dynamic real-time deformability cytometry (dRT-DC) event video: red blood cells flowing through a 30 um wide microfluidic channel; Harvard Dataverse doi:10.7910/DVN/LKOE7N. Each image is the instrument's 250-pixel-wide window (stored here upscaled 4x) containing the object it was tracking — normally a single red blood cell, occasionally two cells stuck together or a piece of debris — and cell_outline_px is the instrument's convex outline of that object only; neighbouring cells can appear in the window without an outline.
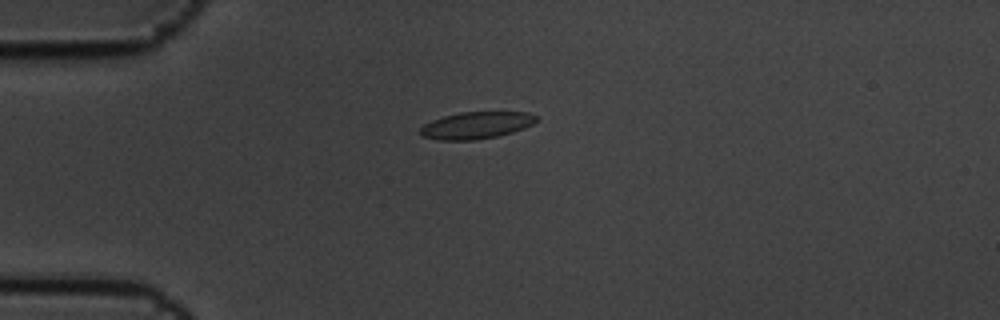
{"species": "common noctule bat (a hibernating species)", "species_latin": "Nyctalus noctula", "temperature_condition": "cold", "stored_images_in_passage": 5, "camera_frame_rate_fps": 3000, "um_per_image_px": 0.085, "animal": {"sex": "male", "body_mass_g": 19.5, "forearm_length_mm": 54.6}, "frame": {"image": 1, "passage_image": 2, "time_ms": 0.333, "image_size_px": [1000, 320], "cell_outline_px": [[540, 120], [524, 128], [512, 132], [496, 136], [476, 140], [440, 140], [420, 136], [420, 128], [424, 124], [432, 120], [444, 116], [460, 112], [528, 112], [536, 116]], "centroid_in_image_um": [40.48, 10.65], "position_along_channel_um": 44.5, "area_um2": 18.26}}
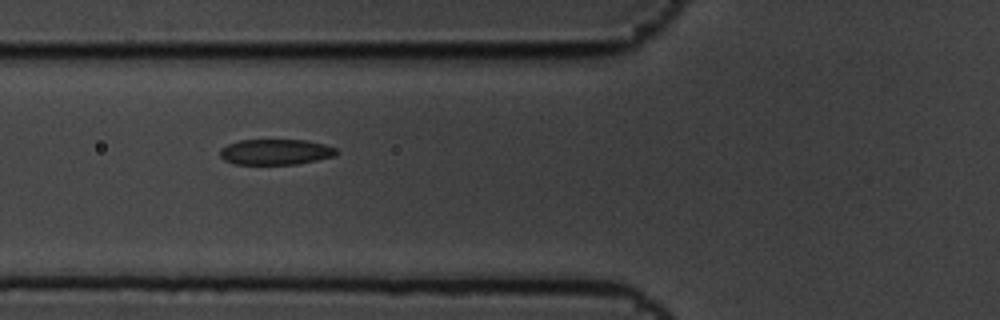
{"frame": {"image": 2, "passage_image": 4, "time_ms": 1.0, "image_size_px": [1000, 320], "cell_outline_px": [[340, 152], [336, 156], [296, 164], [236, 164], [224, 160], [220, 156], [220, 148], [228, 144], [240, 140], [308, 140], [324, 144], [336, 148]], "centroid_in_image_um": [23.45, 12.91], "position_along_channel_um": 102.3, "area_um2": 17.46}}
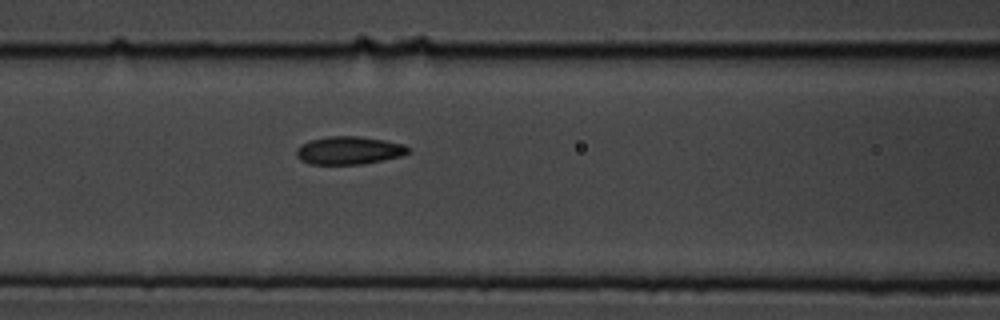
{"frame": {"image": 3, "passage_image": 5, "time_ms": 1.333, "image_size_px": [1000, 320], "cell_outline_px": [[412, 152], [400, 156], [364, 164], [312, 164], [300, 160], [296, 156], [296, 148], [300, 144], [308, 140], [328, 136], [360, 136], [384, 140], [404, 144], [412, 148]], "centroid_in_image_um": [29.67, 12.77], "position_along_channel_um": 136.9, "area_um2": 18.5}}